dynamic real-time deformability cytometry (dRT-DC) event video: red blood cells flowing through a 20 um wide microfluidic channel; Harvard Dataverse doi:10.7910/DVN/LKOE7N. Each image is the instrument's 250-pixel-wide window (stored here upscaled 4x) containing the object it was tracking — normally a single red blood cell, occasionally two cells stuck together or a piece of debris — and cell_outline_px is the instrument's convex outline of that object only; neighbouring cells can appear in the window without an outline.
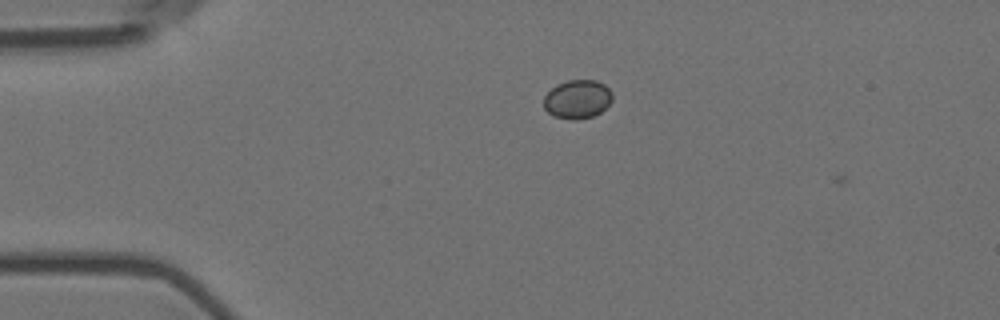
{"species": "Egyptian fruit bat (a non-hibernating species)", "species_latin": "Rousettus aegyptiacus", "temperature_condition": "room temperature", "stored_images_in_passage": 4, "camera_frame_rate_fps": 3000, "um_per_image_px": 0.085, "animal": {"sex": "female"}, "frame": {"image": 1, "passage_image": 2, "time_ms": 0.333, "image_size_px": [1000, 320], "cell_outline_px": [[612, 100], [600, 112], [592, 116], [576, 120], [572, 120], [552, 116], [544, 108], [544, 96], [556, 84], [568, 80], [596, 80], [604, 84], [612, 92]], "centroid_in_image_um": [49.06, 8.43], "position_along_channel_um": 35.9, "area_um2": 15.49}}